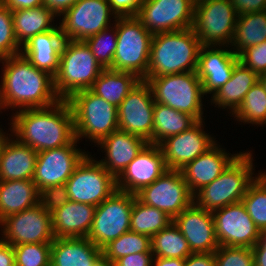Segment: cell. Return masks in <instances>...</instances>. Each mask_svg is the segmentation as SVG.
Wrapping results in <instances>:
<instances>
[{
	"label": "cell",
	"mask_w": 266,
	"mask_h": 266,
	"mask_svg": "<svg viewBox=\"0 0 266 266\" xmlns=\"http://www.w3.org/2000/svg\"><path fill=\"white\" fill-rule=\"evenodd\" d=\"M167 170L160 146L148 143L116 179V189L136 195Z\"/></svg>",
	"instance_id": "20"
},
{
	"label": "cell",
	"mask_w": 266,
	"mask_h": 266,
	"mask_svg": "<svg viewBox=\"0 0 266 266\" xmlns=\"http://www.w3.org/2000/svg\"><path fill=\"white\" fill-rule=\"evenodd\" d=\"M37 155L30 146L5 133L0 137V181L32 180Z\"/></svg>",
	"instance_id": "25"
},
{
	"label": "cell",
	"mask_w": 266,
	"mask_h": 266,
	"mask_svg": "<svg viewBox=\"0 0 266 266\" xmlns=\"http://www.w3.org/2000/svg\"><path fill=\"white\" fill-rule=\"evenodd\" d=\"M141 80L134 73L107 68L101 71L89 90L118 107Z\"/></svg>",
	"instance_id": "32"
},
{
	"label": "cell",
	"mask_w": 266,
	"mask_h": 266,
	"mask_svg": "<svg viewBox=\"0 0 266 266\" xmlns=\"http://www.w3.org/2000/svg\"><path fill=\"white\" fill-rule=\"evenodd\" d=\"M252 153L251 150L241 152L219 177L194 194V203L213 212L240 202L256 175H259L254 173Z\"/></svg>",
	"instance_id": "4"
},
{
	"label": "cell",
	"mask_w": 266,
	"mask_h": 266,
	"mask_svg": "<svg viewBox=\"0 0 266 266\" xmlns=\"http://www.w3.org/2000/svg\"><path fill=\"white\" fill-rule=\"evenodd\" d=\"M231 116L244 125H266V89L260 81L246 93L241 105Z\"/></svg>",
	"instance_id": "37"
},
{
	"label": "cell",
	"mask_w": 266,
	"mask_h": 266,
	"mask_svg": "<svg viewBox=\"0 0 266 266\" xmlns=\"http://www.w3.org/2000/svg\"><path fill=\"white\" fill-rule=\"evenodd\" d=\"M112 22L116 25L117 48L111 69L131 72L145 80L153 34L135 16L117 17Z\"/></svg>",
	"instance_id": "8"
},
{
	"label": "cell",
	"mask_w": 266,
	"mask_h": 266,
	"mask_svg": "<svg viewBox=\"0 0 266 266\" xmlns=\"http://www.w3.org/2000/svg\"><path fill=\"white\" fill-rule=\"evenodd\" d=\"M221 146L217 142L207 152L199 155L180 170L193 195L219 177L241 153V151L235 154L228 153Z\"/></svg>",
	"instance_id": "24"
},
{
	"label": "cell",
	"mask_w": 266,
	"mask_h": 266,
	"mask_svg": "<svg viewBox=\"0 0 266 266\" xmlns=\"http://www.w3.org/2000/svg\"><path fill=\"white\" fill-rule=\"evenodd\" d=\"M153 99L150 86L141 80L118 106V128L153 144Z\"/></svg>",
	"instance_id": "18"
},
{
	"label": "cell",
	"mask_w": 266,
	"mask_h": 266,
	"mask_svg": "<svg viewBox=\"0 0 266 266\" xmlns=\"http://www.w3.org/2000/svg\"><path fill=\"white\" fill-rule=\"evenodd\" d=\"M0 63V103L4 111L45 108L61 100L55 92L54 77L22 54L1 59Z\"/></svg>",
	"instance_id": "1"
},
{
	"label": "cell",
	"mask_w": 266,
	"mask_h": 266,
	"mask_svg": "<svg viewBox=\"0 0 266 266\" xmlns=\"http://www.w3.org/2000/svg\"><path fill=\"white\" fill-rule=\"evenodd\" d=\"M96 206L69 200L51 213L55 238H87Z\"/></svg>",
	"instance_id": "26"
},
{
	"label": "cell",
	"mask_w": 266,
	"mask_h": 266,
	"mask_svg": "<svg viewBox=\"0 0 266 266\" xmlns=\"http://www.w3.org/2000/svg\"><path fill=\"white\" fill-rule=\"evenodd\" d=\"M215 266H254L252 248L219 246L214 252Z\"/></svg>",
	"instance_id": "43"
},
{
	"label": "cell",
	"mask_w": 266,
	"mask_h": 266,
	"mask_svg": "<svg viewBox=\"0 0 266 266\" xmlns=\"http://www.w3.org/2000/svg\"><path fill=\"white\" fill-rule=\"evenodd\" d=\"M173 222L187 240L192 253H214L219 248L211 211L193 202Z\"/></svg>",
	"instance_id": "22"
},
{
	"label": "cell",
	"mask_w": 266,
	"mask_h": 266,
	"mask_svg": "<svg viewBox=\"0 0 266 266\" xmlns=\"http://www.w3.org/2000/svg\"><path fill=\"white\" fill-rule=\"evenodd\" d=\"M93 266H115V263L104 254H102L94 263Z\"/></svg>",
	"instance_id": "55"
},
{
	"label": "cell",
	"mask_w": 266,
	"mask_h": 266,
	"mask_svg": "<svg viewBox=\"0 0 266 266\" xmlns=\"http://www.w3.org/2000/svg\"><path fill=\"white\" fill-rule=\"evenodd\" d=\"M70 200L65 184L46 187L40 191L39 203L49 213Z\"/></svg>",
	"instance_id": "45"
},
{
	"label": "cell",
	"mask_w": 266,
	"mask_h": 266,
	"mask_svg": "<svg viewBox=\"0 0 266 266\" xmlns=\"http://www.w3.org/2000/svg\"><path fill=\"white\" fill-rule=\"evenodd\" d=\"M259 82V75L240 61L234 66L231 78L210 98L213 107L228 109L229 115L241 105L246 93ZM213 103V104H212Z\"/></svg>",
	"instance_id": "29"
},
{
	"label": "cell",
	"mask_w": 266,
	"mask_h": 266,
	"mask_svg": "<svg viewBox=\"0 0 266 266\" xmlns=\"http://www.w3.org/2000/svg\"><path fill=\"white\" fill-rule=\"evenodd\" d=\"M153 115V144L157 145L170 136L187 131L198 122L193 116L157 102Z\"/></svg>",
	"instance_id": "33"
},
{
	"label": "cell",
	"mask_w": 266,
	"mask_h": 266,
	"mask_svg": "<svg viewBox=\"0 0 266 266\" xmlns=\"http://www.w3.org/2000/svg\"><path fill=\"white\" fill-rule=\"evenodd\" d=\"M201 1H204V0H193V2L196 4V3H199Z\"/></svg>",
	"instance_id": "59"
},
{
	"label": "cell",
	"mask_w": 266,
	"mask_h": 266,
	"mask_svg": "<svg viewBox=\"0 0 266 266\" xmlns=\"http://www.w3.org/2000/svg\"><path fill=\"white\" fill-rule=\"evenodd\" d=\"M185 259L154 257L152 266H184Z\"/></svg>",
	"instance_id": "54"
},
{
	"label": "cell",
	"mask_w": 266,
	"mask_h": 266,
	"mask_svg": "<svg viewBox=\"0 0 266 266\" xmlns=\"http://www.w3.org/2000/svg\"><path fill=\"white\" fill-rule=\"evenodd\" d=\"M11 12L44 5L43 0H0Z\"/></svg>",
	"instance_id": "51"
},
{
	"label": "cell",
	"mask_w": 266,
	"mask_h": 266,
	"mask_svg": "<svg viewBox=\"0 0 266 266\" xmlns=\"http://www.w3.org/2000/svg\"><path fill=\"white\" fill-rule=\"evenodd\" d=\"M40 192L33 180L0 181V221L39 203Z\"/></svg>",
	"instance_id": "30"
},
{
	"label": "cell",
	"mask_w": 266,
	"mask_h": 266,
	"mask_svg": "<svg viewBox=\"0 0 266 266\" xmlns=\"http://www.w3.org/2000/svg\"><path fill=\"white\" fill-rule=\"evenodd\" d=\"M147 144L148 142L138 135L117 130L97 144L105 153L104 159L98 162L117 179Z\"/></svg>",
	"instance_id": "23"
},
{
	"label": "cell",
	"mask_w": 266,
	"mask_h": 266,
	"mask_svg": "<svg viewBox=\"0 0 266 266\" xmlns=\"http://www.w3.org/2000/svg\"><path fill=\"white\" fill-rule=\"evenodd\" d=\"M259 174L266 180V172L265 171L261 172V170H260Z\"/></svg>",
	"instance_id": "58"
},
{
	"label": "cell",
	"mask_w": 266,
	"mask_h": 266,
	"mask_svg": "<svg viewBox=\"0 0 266 266\" xmlns=\"http://www.w3.org/2000/svg\"><path fill=\"white\" fill-rule=\"evenodd\" d=\"M74 116L75 137L89 139L96 146L118 128V107L89 89L74 93L68 100Z\"/></svg>",
	"instance_id": "6"
},
{
	"label": "cell",
	"mask_w": 266,
	"mask_h": 266,
	"mask_svg": "<svg viewBox=\"0 0 266 266\" xmlns=\"http://www.w3.org/2000/svg\"><path fill=\"white\" fill-rule=\"evenodd\" d=\"M154 257L185 259L192 252L179 228L172 221L166 228L151 237Z\"/></svg>",
	"instance_id": "35"
},
{
	"label": "cell",
	"mask_w": 266,
	"mask_h": 266,
	"mask_svg": "<svg viewBox=\"0 0 266 266\" xmlns=\"http://www.w3.org/2000/svg\"><path fill=\"white\" fill-rule=\"evenodd\" d=\"M238 16L266 10V0H230Z\"/></svg>",
	"instance_id": "48"
},
{
	"label": "cell",
	"mask_w": 266,
	"mask_h": 266,
	"mask_svg": "<svg viewBox=\"0 0 266 266\" xmlns=\"http://www.w3.org/2000/svg\"><path fill=\"white\" fill-rule=\"evenodd\" d=\"M13 26L12 12L0 1V60L21 54Z\"/></svg>",
	"instance_id": "42"
},
{
	"label": "cell",
	"mask_w": 266,
	"mask_h": 266,
	"mask_svg": "<svg viewBox=\"0 0 266 266\" xmlns=\"http://www.w3.org/2000/svg\"><path fill=\"white\" fill-rule=\"evenodd\" d=\"M152 252H141L121 257L115 262V266H152Z\"/></svg>",
	"instance_id": "47"
},
{
	"label": "cell",
	"mask_w": 266,
	"mask_h": 266,
	"mask_svg": "<svg viewBox=\"0 0 266 266\" xmlns=\"http://www.w3.org/2000/svg\"><path fill=\"white\" fill-rule=\"evenodd\" d=\"M102 70L84 41L65 40L54 76L57 96L68 100L74 93L90 89Z\"/></svg>",
	"instance_id": "5"
},
{
	"label": "cell",
	"mask_w": 266,
	"mask_h": 266,
	"mask_svg": "<svg viewBox=\"0 0 266 266\" xmlns=\"http://www.w3.org/2000/svg\"><path fill=\"white\" fill-rule=\"evenodd\" d=\"M151 251V237L128 231L102 248V253L114 263L123 256Z\"/></svg>",
	"instance_id": "38"
},
{
	"label": "cell",
	"mask_w": 266,
	"mask_h": 266,
	"mask_svg": "<svg viewBox=\"0 0 266 266\" xmlns=\"http://www.w3.org/2000/svg\"><path fill=\"white\" fill-rule=\"evenodd\" d=\"M238 57L244 66L260 76L266 72V41L246 48Z\"/></svg>",
	"instance_id": "44"
},
{
	"label": "cell",
	"mask_w": 266,
	"mask_h": 266,
	"mask_svg": "<svg viewBox=\"0 0 266 266\" xmlns=\"http://www.w3.org/2000/svg\"><path fill=\"white\" fill-rule=\"evenodd\" d=\"M64 41L61 27L58 25L53 30L33 36L22 46L21 54L35 67L54 77L59 68Z\"/></svg>",
	"instance_id": "27"
},
{
	"label": "cell",
	"mask_w": 266,
	"mask_h": 266,
	"mask_svg": "<svg viewBox=\"0 0 266 266\" xmlns=\"http://www.w3.org/2000/svg\"><path fill=\"white\" fill-rule=\"evenodd\" d=\"M102 249L88 238H55L51 243V266H93Z\"/></svg>",
	"instance_id": "28"
},
{
	"label": "cell",
	"mask_w": 266,
	"mask_h": 266,
	"mask_svg": "<svg viewBox=\"0 0 266 266\" xmlns=\"http://www.w3.org/2000/svg\"><path fill=\"white\" fill-rule=\"evenodd\" d=\"M10 118L11 134L36 152L66 146L76 138L73 111L67 100L16 111Z\"/></svg>",
	"instance_id": "2"
},
{
	"label": "cell",
	"mask_w": 266,
	"mask_h": 266,
	"mask_svg": "<svg viewBox=\"0 0 266 266\" xmlns=\"http://www.w3.org/2000/svg\"><path fill=\"white\" fill-rule=\"evenodd\" d=\"M79 0H43L44 6L52 10L58 18Z\"/></svg>",
	"instance_id": "52"
},
{
	"label": "cell",
	"mask_w": 266,
	"mask_h": 266,
	"mask_svg": "<svg viewBox=\"0 0 266 266\" xmlns=\"http://www.w3.org/2000/svg\"><path fill=\"white\" fill-rule=\"evenodd\" d=\"M256 227L266 231V180L259 174L241 200Z\"/></svg>",
	"instance_id": "39"
},
{
	"label": "cell",
	"mask_w": 266,
	"mask_h": 266,
	"mask_svg": "<svg viewBox=\"0 0 266 266\" xmlns=\"http://www.w3.org/2000/svg\"><path fill=\"white\" fill-rule=\"evenodd\" d=\"M58 16L49 8L42 5L31 9L12 12L13 26L16 39L22 47L33 36L53 30L58 24L54 23Z\"/></svg>",
	"instance_id": "31"
},
{
	"label": "cell",
	"mask_w": 266,
	"mask_h": 266,
	"mask_svg": "<svg viewBox=\"0 0 266 266\" xmlns=\"http://www.w3.org/2000/svg\"><path fill=\"white\" fill-rule=\"evenodd\" d=\"M212 216L219 246L252 248L261 238L242 201L214 210Z\"/></svg>",
	"instance_id": "17"
},
{
	"label": "cell",
	"mask_w": 266,
	"mask_h": 266,
	"mask_svg": "<svg viewBox=\"0 0 266 266\" xmlns=\"http://www.w3.org/2000/svg\"><path fill=\"white\" fill-rule=\"evenodd\" d=\"M200 47L192 28L153 34L147 77L196 71Z\"/></svg>",
	"instance_id": "3"
},
{
	"label": "cell",
	"mask_w": 266,
	"mask_h": 266,
	"mask_svg": "<svg viewBox=\"0 0 266 266\" xmlns=\"http://www.w3.org/2000/svg\"><path fill=\"white\" fill-rule=\"evenodd\" d=\"M193 0H141L135 16L152 34L192 28Z\"/></svg>",
	"instance_id": "15"
},
{
	"label": "cell",
	"mask_w": 266,
	"mask_h": 266,
	"mask_svg": "<svg viewBox=\"0 0 266 266\" xmlns=\"http://www.w3.org/2000/svg\"><path fill=\"white\" fill-rule=\"evenodd\" d=\"M1 240L12 246L28 243H52L55 239L51 213L40 203L0 221ZM3 228V229H2Z\"/></svg>",
	"instance_id": "14"
},
{
	"label": "cell",
	"mask_w": 266,
	"mask_h": 266,
	"mask_svg": "<svg viewBox=\"0 0 266 266\" xmlns=\"http://www.w3.org/2000/svg\"><path fill=\"white\" fill-rule=\"evenodd\" d=\"M2 106H1V103H0V113H2ZM2 125L0 126V137L3 136L6 132H4L3 128H1Z\"/></svg>",
	"instance_id": "57"
},
{
	"label": "cell",
	"mask_w": 266,
	"mask_h": 266,
	"mask_svg": "<svg viewBox=\"0 0 266 266\" xmlns=\"http://www.w3.org/2000/svg\"><path fill=\"white\" fill-rule=\"evenodd\" d=\"M60 17L59 25L65 40L84 41L112 24L118 16L108 0H79ZM110 19V20H109Z\"/></svg>",
	"instance_id": "12"
},
{
	"label": "cell",
	"mask_w": 266,
	"mask_h": 266,
	"mask_svg": "<svg viewBox=\"0 0 266 266\" xmlns=\"http://www.w3.org/2000/svg\"><path fill=\"white\" fill-rule=\"evenodd\" d=\"M135 197L134 194L116 190L96 206L92 228L87 238L102 249L110 241L130 231Z\"/></svg>",
	"instance_id": "10"
},
{
	"label": "cell",
	"mask_w": 266,
	"mask_h": 266,
	"mask_svg": "<svg viewBox=\"0 0 266 266\" xmlns=\"http://www.w3.org/2000/svg\"><path fill=\"white\" fill-rule=\"evenodd\" d=\"M103 69L112 68L117 48L116 25L103 29L96 35L84 40Z\"/></svg>",
	"instance_id": "40"
},
{
	"label": "cell",
	"mask_w": 266,
	"mask_h": 266,
	"mask_svg": "<svg viewBox=\"0 0 266 266\" xmlns=\"http://www.w3.org/2000/svg\"><path fill=\"white\" fill-rule=\"evenodd\" d=\"M172 221L173 219L165 212L146 205L135 197L131 212L130 231L152 237Z\"/></svg>",
	"instance_id": "36"
},
{
	"label": "cell",
	"mask_w": 266,
	"mask_h": 266,
	"mask_svg": "<svg viewBox=\"0 0 266 266\" xmlns=\"http://www.w3.org/2000/svg\"><path fill=\"white\" fill-rule=\"evenodd\" d=\"M204 121H198L187 131L170 136L159 144L168 169L181 170L217 143L216 138L203 130Z\"/></svg>",
	"instance_id": "19"
},
{
	"label": "cell",
	"mask_w": 266,
	"mask_h": 266,
	"mask_svg": "<svg viewBox=\"0 0 266 266\" xmlns=\"http://www.w3.org/2000/svg\"><path fill=\"white\" fill-rule=\"evenodd\" d=\"M90 153L65 183L71 201L98 206L116 191V179Z\"/></svg>",
	"instance_id": "11"
},
{
	"label": "cell",
	"mask_w": 266,
	"mask_h": 266,
	"mask_svg": "<svg viewBox=\"0 0 266 266\" xmlns=\"http://www.w3.org/2000/svg\"><path fill=\"white\" fill-rule=\"evenodd\" d=\"M111 10L118 17L136 16L141 0H108Z\"/></svg>",
	"instance_id": "46"
},
{
	"label": "cell",
	"mask_w": 266,
	"mask_h": 266,
	"mask_svg": "<svg viewBox=\"0 0 266 266\" xmlns=\"http://www.w3.org/2000/svg\"><path fill=\"white\" fill-rule=\"evenodd\" d=\"M266 41V10L238 16L231 49L239 55L248 47Z\"/></svg>",
	"instance_id": "34"
},
{
	"label": "cell",
	"mask_w": 266,
	"mask_h": 266,
	"mask_svg": "<svg viewBox=\"0 0 266 266\" xmlns=\"http://www.w3.org/2000/svg\"><path fill=\"white\" fill-rule=\"evenodd\" d=\"M238 62L239 57L230 46H201L196 72L204 95L216 93L231 78Z\"/></svg>",
	"instance_id": "21"
},
{
	"label": "cell",
	"mask_w": 266,
	"mask_h": 266,
	"mask_svg": "<svg viewBox=\"0 0 266 266\" xmlns=\"http://www.w3.org/2000/svg\"><path fill=\"white\" fill-rule=\"evenodd\" d=\"M237 18L230 0H204L195 4L192 29L201 46H229Z\"/></svg>",
	"instance_id": "9"
},
{
	"label": "cell",
	"mask_w": 266,
	"mask_h": 266,
	"mask_svg": "<svg viewBox=\"0 0 266 266\" xmlns=\"http://www.w3.org/2000/svg\"><path fill=\"white\" fill-rule=\"evenodd\" d=\"M77 144L79 141L75 138L66 146L38 152L32 180L39 192L46 187L65 184L90 153L78 148Z\"/></svg>",
	"instance_id": "16"
},
{
	"label": "cell",
	"mask_w": 266,
	"mask_h": 266,
	"mask_svg": "<svg viewBox=\"0 0 266 266\" xmlns=\"http://www.w3.org/2000/svg\"><path fill=\"white\" fill-rule=\"evenodd\" d=\"M136 197L146 205L165 212L171 219L194 202V195L180 170L168 169L153 183L144 187Z\"/></svg>",
	"instance_id": "13"
},
{
	"label": "cell",
	"mask_w": 266,
	"mask_h": 266,
	"mask_svg": "<svg viewBox=\"0 0 266 266\" xmlns=\"http://www.w3.org/2000/svg\"><path fill=\"white\" fill-rule=\"evenodd\" d=\"M184 266H215L214 253H192L185 258Z\"/></svg>",
	"instance_id": "49"
},
{
	"label": "cell",
	"mask_w": 266,
	"mask_h": 266,
	"mask_svg": "<svg viewBox=\"0 0 266 266\" xmlns=\"http://www.w3.org/2000/svg\"><path fill=\"white\" fill-rule=\"evenodd\" d=\"M0 266H15L13 246L0 239Z\"/></svg>",
	"instance_id": "53"
},
{
	"label": "cell",
	"mask_w": 266,
	"mask_h": 266,
	"mask_svg": "<svg viewBox=\"0 0 266 266\" xmlns=\"http://www.w3.org/2000/svg\"><path fill=\"white\" fill-rule=\"evenodd\" d=\"M254 266H266V231L262 232L260 240L252 247Z\"/></svg>",
	"instance_id": "50"
},
{
	"label": "cell",
	"mask_w": 266,
	"mask_h": 266,
	"mask_svg": "<svg viewBox=\"0 0 266 266\" xmlns=\"http://www.w3.org/2000/svg\"><path fill=\"white\" fill-rule=\"evenodd\" d=\"M145 81L155 102L193 116L197 121L205 120V97L196 71L147 77Z\"/></svg>",
	"instance_id": "7"
},
{
	"label": "cell",
	"mask_w": 266,
	"mask_h": 266,
	"mask_svg": "<svg viewBox=\"0 0 266 266\" xmlns=\"http://www.w3.org/2000/svg\"><path fill=\"white\" fill-rule=\"evenodd\" d=\"M15 266H51V243L13 246Z\"/></svg>",
	"instance_id": "41"
},
{
	"label": "cell",
	"mask_w": 266,
	"mask_h": 266,
	"mask_svg": "<svg viewBox=\"0 0 266 266\" xmlns=\"http://www.w3.org/2000/svg\"><path fill=\"white\" fill-rule=\"evenodd\" d=\"M259 81L261 82V84L266 89V72L259 76Z\"/></svg>",
	"instance_id": "56"
}]
</instances>
